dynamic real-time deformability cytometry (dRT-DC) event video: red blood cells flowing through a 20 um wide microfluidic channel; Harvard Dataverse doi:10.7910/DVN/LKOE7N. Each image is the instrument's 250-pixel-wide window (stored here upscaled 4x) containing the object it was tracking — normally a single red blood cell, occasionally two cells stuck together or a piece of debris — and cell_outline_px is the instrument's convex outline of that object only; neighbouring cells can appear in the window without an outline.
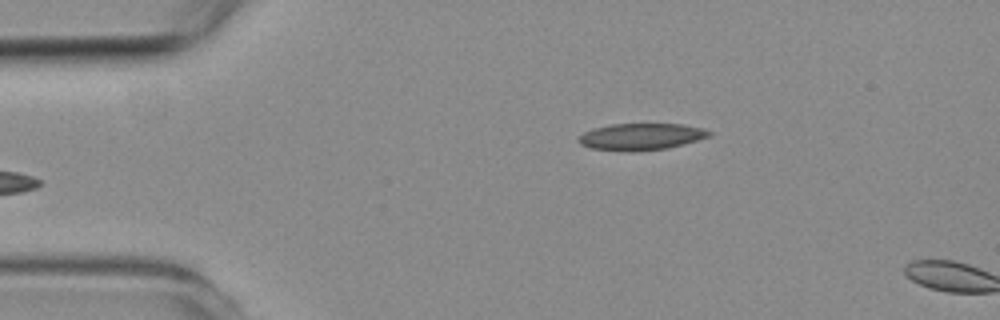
{"species": "common noctule bat (a hibernating species)", "species_latin": "Nyctalus noctula", "temperature_condition": "room temperature", "stored_images_in_passage": 5, "camera_frame_rate_fps": 3000, "um_per_image_px": 0.085, "animal": {"sex": "female", "body_mass_g": 19.3, "forearm_length_mm": 54.1}, "frame": {"image": 1, "passage_image": 5, "time_ms": 5.667, "image_size_px": [1000, 320], "cell_outline_px": [[712, 136], [684, 144], [668, 148], [636, 152], [624, 152], [592, 148], [580, 144], [576, 140], [584, 132], [592, 128], [612, 124], [680, 124], [704, 128], [712, 132]], "centroid_in_image_um": [54.5, 11.63], "position_along_channel_um": 30.5, "area_um2": 20.63}}